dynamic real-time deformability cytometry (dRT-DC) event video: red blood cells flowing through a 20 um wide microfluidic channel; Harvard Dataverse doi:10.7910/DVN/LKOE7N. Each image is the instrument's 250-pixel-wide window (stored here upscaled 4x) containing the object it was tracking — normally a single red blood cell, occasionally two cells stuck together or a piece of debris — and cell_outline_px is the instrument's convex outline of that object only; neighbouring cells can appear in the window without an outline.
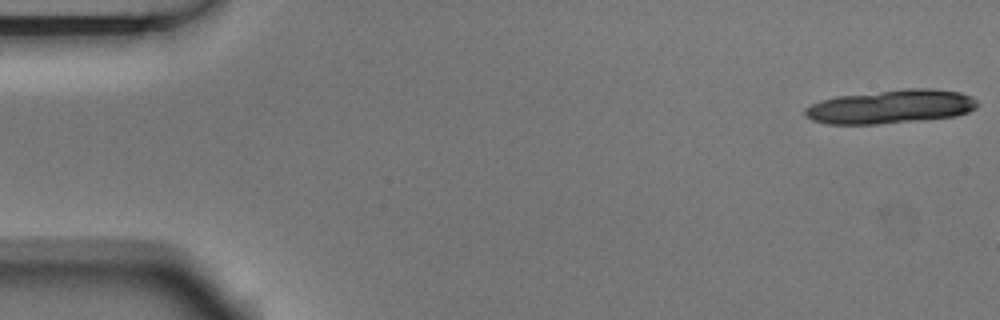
{"species": "Egyptian fruit bat (a non-hibernating species)", "species_latin": "Rousettus aegyptiacus", "temperature_condition": "room temperature", "stored_images_in_passage": 3, "camera_frame_rate_fps": 3000, "um_per_image_px": 0.085, "animal": {"sex": "male"}, "frame": {"image": 1, "passage_image": 1, "time_ms": 0.0, "image_size_px": [1000, 320], "cell_outline_px": [[980, 104], [976, 108], [968, 112], [956, 116], [876, 124], [828, 124], [812, 120], [804, 116], [804, 108], [820, 100], [836, 96], [904, 88], [932, 88], [960, 92], [972, 96]], "centroid_in_image_um": [75.71, 9.05], "position_along_channel_um": 9.3, "area_um2": 34.1}}